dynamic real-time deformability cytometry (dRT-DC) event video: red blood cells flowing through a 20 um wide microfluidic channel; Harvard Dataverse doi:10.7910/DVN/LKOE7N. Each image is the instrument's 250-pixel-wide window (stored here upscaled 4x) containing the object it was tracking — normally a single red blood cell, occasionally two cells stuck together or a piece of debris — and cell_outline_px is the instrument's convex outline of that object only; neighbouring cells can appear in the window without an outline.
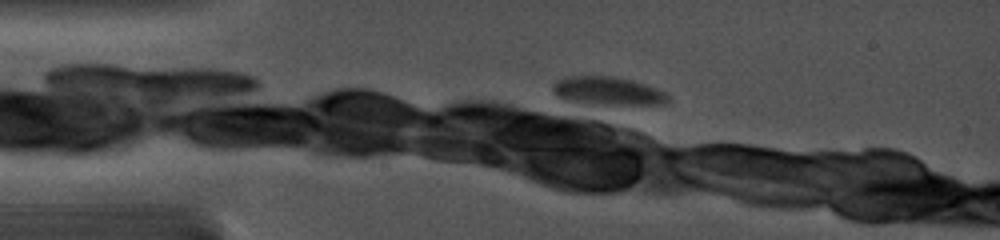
{"species": "common noctule bat (a hibernating species)", "species_latin": "Nyctalus noctula", "temperature_condition": "cold", "stored_images_in_passage": 6, "camera_frame_rate_fps": 5000, "um_per_image_px": 0.085, "animal": {"sex": "female", "body_mass_g": 19.0, "forearm_length_mm": 56.7}, "frame": {"image": 1, "passage_image": 6, "time_ms": 2.0, "image_size_px": [1000, 240], "cell_outline_px": [[668, 100], [660, 104], [592, 104], [560, 96], [552, 88], [560, 80], [568, 76], [612, 76], [644, 84], [664, 92], [668, 96]], "centroid_in_image_um": [51.71, 7.72], "position_along_channel_um": 33.3, "area_um2": 17.98}}